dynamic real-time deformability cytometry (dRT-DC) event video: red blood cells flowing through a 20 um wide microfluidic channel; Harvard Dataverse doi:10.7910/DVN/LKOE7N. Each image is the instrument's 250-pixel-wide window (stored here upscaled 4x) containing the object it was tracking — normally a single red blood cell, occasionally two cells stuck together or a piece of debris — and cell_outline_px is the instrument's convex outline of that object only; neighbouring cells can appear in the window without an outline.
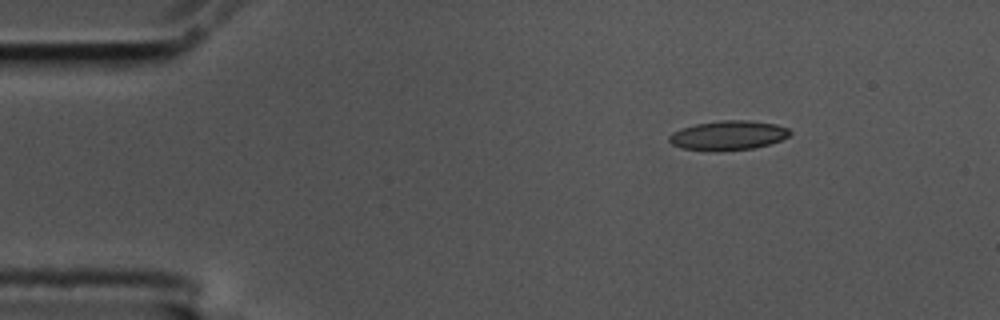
{"species": "common noctule bat (a hibernating species)", "species_latin": "Nyctalus noctula", "temperature_condition": "cold", "stored_images_in_passage": 1, "camera_frame_rate_fps": 3000, "um_per_image_px": 0.085, "animal": {"sex": "male", "body_mass_g": 17.5, "forearm_length_mm": 52.3}, "frame": {"image": 1, "passage_image": 1, "time_ms": 0.0, "image_size_px": [1000, 320], "cell_outline_px": [[788, 132], [784, 136], [776, 140], [744, 148], [696, 148], [708, 124], [764, 124]], "centroid_in_image_um": [62.76, 11.53], "position_along_channel_um": 22.2, "area_um2": 12.31}}